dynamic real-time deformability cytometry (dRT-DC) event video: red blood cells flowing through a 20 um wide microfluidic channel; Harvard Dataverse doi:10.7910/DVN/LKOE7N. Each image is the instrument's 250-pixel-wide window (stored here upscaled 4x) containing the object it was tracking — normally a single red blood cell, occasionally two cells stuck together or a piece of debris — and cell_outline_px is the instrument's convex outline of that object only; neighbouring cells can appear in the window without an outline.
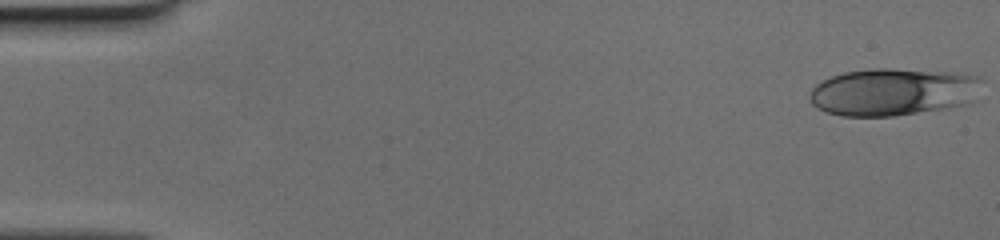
{"species": "human", "species_latin": "Homo sapiens", "temperature_condition": "cold", "stored_images_in_passage": 49, "camera_frame_rate_fps": 3000, "um_per_image_px": 0.085, "donor": {"sex": "female"}, "frame": {"image": 1, "passage_image": 1, "time_ms": 0.0, "image_size_px": [1000, 240], "cell_outline_px": [[984, 80], [976, 100], [964, 104], [948, 108], [896, 116], [844, 116], [824, 112], [816, 108], [812, 104], [808, 96], [812, 88], [820, 80], [844, 72], [872, 68], [888, 68], [948, 72], [980, 76]], "centroid_in_image_um": [75.92, 7.81], "position_along_channel_um": 9.1, "area_um2": 48.32}}
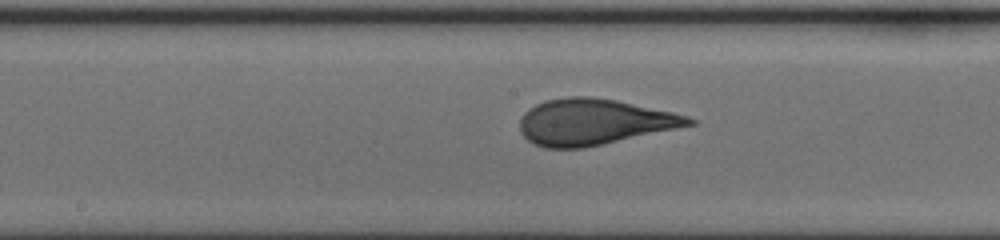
{"frame": {"image": 2, "passage_image": 26, "time_ms": 8.333, "image_size_px": [1000, 240], "cell_outline_px": [[696, 124], [584, 148], [544, 148], [532, 144], [520, 132], [520, 120], [524, 112], [536, 104], [544, 100], [568, 96], [592, 96], [616, 100], [672, 112], [688, 116], [696, 120]], "centroid_in_image_um": [50.45, 10.36], "position_along_channel_um": 197.8, "area_um2": 45.32}}
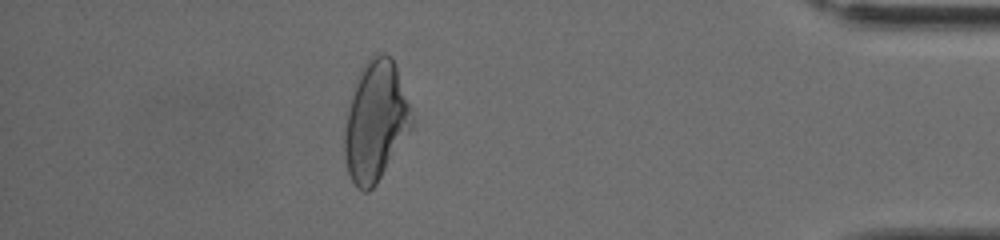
{"frame": {"image": 3, "passage_image": 44, "time_ms": 14.333, "image_size_px": [1000, 240], "cell_outline_px": [[412, 128], [376, 184], [368, 192], [364, 192], [356, 188], [348, 172], [344, 156], [344, 124], [348, 104], [360, 68], [372, 56], [380, 52], [384, 52], [392, 56], [412, 112]], "centroid_in_image_um": [31.9, 10.29], "position_along_channel_um": 403.3, "area_um2": 47.11}}